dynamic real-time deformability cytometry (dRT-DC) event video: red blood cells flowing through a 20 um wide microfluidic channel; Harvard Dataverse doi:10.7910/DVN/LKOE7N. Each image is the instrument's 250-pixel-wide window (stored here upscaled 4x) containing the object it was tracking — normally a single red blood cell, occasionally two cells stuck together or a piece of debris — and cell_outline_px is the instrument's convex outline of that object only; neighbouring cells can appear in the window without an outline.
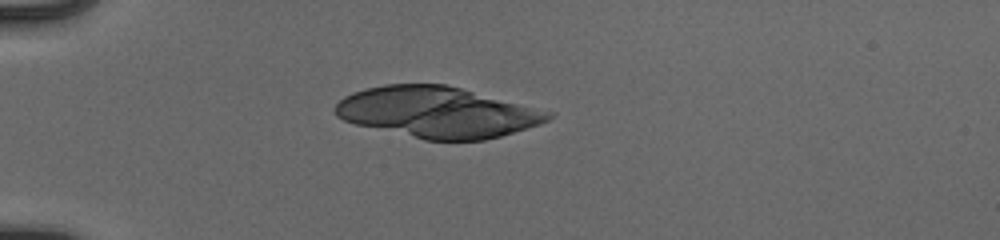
{"species": "human", "species_latin": "Homo sapiens", "temperature_condition": "cold", "stored_images_in_passage": 38, "camera_frame_rate_fps": 3000, "um_per_image_px": 0.085, "donor": {"sex": "male"}, "frame": {"image": 1, "passage_image": 1, "time_ms": 0.0, "image_size_px": [1000, 240], "cell_outline_px": [[556, 112], [548, 120], [540, 124], [500, 136], [484, 140], [424, 140], [356, 124], [344, 120], [336, 116], [332, 108], [344, 96], [352, 92], [364, 88], [384, 84], [444, 84]], "centroid_in_image_um": [37.16, 9.53], "position_along_channel_um": 47.8, "area_um2": 63.23}}
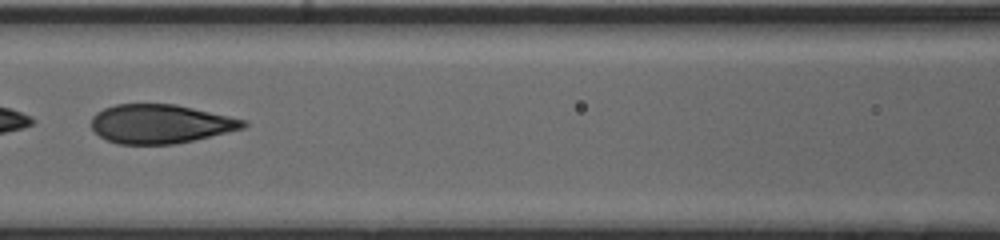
{"frame": {"image": 2, "passage_image": 12, "time_ms": 3.667, "image_size_px": [1000, 240], "cell_outline_px": [[248, 124], [244, 128], [192, 140], [172, 144], [116, 144], [100, 136], [92, 128], [92, 116], [96, 112], [104, 108], [116, 104], [176, 104], [248, 120]], "centroid_in_image_um": [13.63, 10.52], "position_along_channel_um": 153.0, "area_um2": 34.39}}
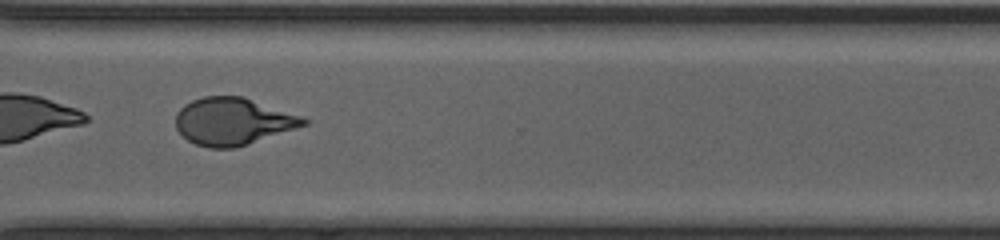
{"frame": {"image": 3, "passage_image": 27, "time_ms": 8.667, "image_size_px": [1000, 240], "cell_outline_px": [[308, 124], [232, 148], [208, 148], [196, 144], [188, 140], [176, 128], [176, 112], [184, 104], [192, 100], [204, 96], [244, 96], [304, 116], [308, 120]], "centroid_in_image_um": [19.79, 10.29], "position_along_channel_um": 350.8, "area_um2": 35.08}, "authors_computed_cell_mechanics": {"area_um2": 35.9805, "velocity_mm_per_s": 3.9586, "shape_relaxation_time_tau1_ms": 6.3479, "shape_relaxation_time_tau2_ms": null, "deformation_change_tau1": 0.2056, "deformation_change_tau2": null}}